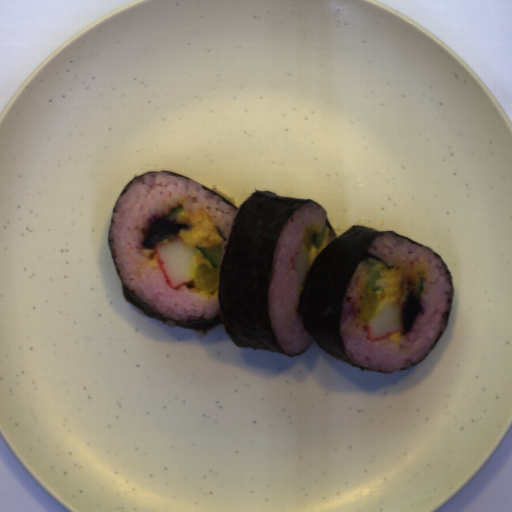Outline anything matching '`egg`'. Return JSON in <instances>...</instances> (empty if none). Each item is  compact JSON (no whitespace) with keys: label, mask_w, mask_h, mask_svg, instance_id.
Listing matches in <instances>:
<instances>
[{"label":"egg","mask_w":512,"mask_h":512,"mask_svg":"<svg viewBox=\"0 0 512 512\" xmlns=\"http://www.w3.org/2000/svg\"><path fill=\"white\" fill-rule=\"evenodd\" d=\"M381 272L382 278L377 280L379 290L374 294L378 300L379 306L382 302H398L403 294L402 279L404 275L397 268H387Z\"/></svg>","instance_id":"2799bb9f"},{"label":"egg","mask_w":512,"mask_h":512,"mask_svg":"<svg viewBox=\"0 0 512 512\" xmlns=\"http://www.w3.org/2000/svg\"><path fill=\"white\" fill-rule=\"evenodd\" d=\"M403 333H401V331H397L395 332L394 334L388 336L389 339H391L392 341H395V342H399L401 336H402Z\"/></svg>","instance_id":"581b19a8"},{"label":"egg","mask_w":512,"mask_h":512,"mask_svg":"<svg viewBox=\"0 0 512 512\" xmlns=\"http://www.w3.org/2000/svg\"><path fill=\"white\" fill-rule=\"evenodd\" d=\"M329 239H330V229L328 228V229H326L325 237H324V240H323L322 245H321L320 248H315L313 243H312L310 249L307 251V253H308V260H309V267H308V269L312 266V264L314 263L316 258L319 256V254L324 249V247L329 244Z\"/></svg>","instance_id":"db1cbce2"},{"label":"egg","mask_w":512,"mask_h":512,"mask_svg":"<svg viewBox=\"0 0 512 512\" xmlns=\"http://www.w3.org/2000/svg\"><path fill=\"white\" fill-rule=\"evenodd\" d=\"M188 226L189 230H179L178 233L168 239L157 244L166 243L180 237L191 249L194 258L192 262V279L195 280L196 268L202 264H207L213 268L210 260L206 259L197 247H213L223 245L224 240L217 232L211 221L206 220L202 216L184 211L183 214L174 219Z\"/></svg>","instance_id":"d2b9013d"}]
</instances>
